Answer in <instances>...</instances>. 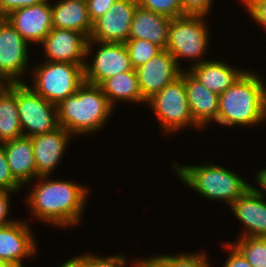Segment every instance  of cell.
<instances>
[{
  "instance_id": "cell-21",
  "label": "cell",
  "mask_w": 266,
  "mask_h": 267,
  "mask_svg": "<svg viewBox=\"0 0 266 267\" xmlns=\"http://www.w3.org/2000/svg\"><path fill=\"white\" fill-rule=\"evenodd\" d=\"M6 160L13 177L22 185L38 178L34 158L33 144L30 137H21L2 144Z\"/></svg>"
},
{
  "instance_id": "cell-8",
  "label": "cell",
  "mask_w": 266,
  "mask_h": 267,
  "mask_svg": "<svg viewBox=\"0 0 266 267\" xmlns=\"http://www.w3.org/2000/svg\"><path fill=\"white\" fill-rule=\"evenodd\" d=\"M16 100L23 137L51 132L59 127L58 108L25 83H16Z\"/></svg>"
},
{
  "instance_id": "cell-12",
  "label": "cell",
  "mask_w": 266,
  "mask_h": 267,
  "mask_svg": "<svg viewBox=\"0 0 266 267\" xmlns=\"http://www.w3.org/2000/svg\"><path fill=\"white\" fill-rule=\"evenodd\" d=\"M135 70L142 97L146 101L180 77L183 71L166 49Z\"/></svg>"
},
{
  "instance_id": "cell-10",
  "label": "cell",
  "mask_w": 266,
  "mask_h": 267,
  "mask_svg": "<svg viewBox=\"0 0 266 267\" xmlns=\"http://www.w3.org/2000/svg\"><path fill=\"white\" fill-rule=\"evenodd\" d=\"M136 7V0H116L103 16L93 22L88 40L125 43Z\"/></svg>"
},
{
  "instance_id": "cell-20",
  "label": "cell",
  "mask_w": 266,
  "mask_h": 267,
  "mask_svg": "<svg viewBox=\"0 0 266 267\" xmlns=\"http://www.w3.org/2000/svg\"><path fill=\"white\" fill-rule=\"evenodd\" d=\"M51 5L54 28L70 29L89 38L93 23L89 18L86 0H61Z\"/></svg>"
},
{
  "instance_id": "cell-38",
  "label": "cell",
  "mask_w": 266,
  "mask_h": 267,
  "mask_svg": "<svg viewBox=\"0 0 266 267\" xmlns=\"http://www.w3.org/2000/svg\"><path fill=\"white\" fill-rule=\"evenodd\" d=\"M256 176L260 188L264 191L262 193L264 195L266 192V168H263L260 171H258Z\"/></svg>"
},
{
  "instance_id": "cell-32",
  "label": "cell",
  "mask_w": 266,
  "mask_h": 267,
  "mask_svg": "<svg viewBox=\"0 0 266 267\" xmlns=\"http://www.w3.org/2000/svg\"><path fill=\"white\" fill-rule=\"evenodd\" d=\"M183 9V15H207L212 0H180Z\"/></svg>"
},
{
  "instance_id": "cell-2",
  "label": "cell",
  "mask_w": 266,
  "mask_h": 267,
  "mask_svg": "<svg viewBox=\"0 0 266 267\" xmlns=\"http://www.w3.org/2000/svg\"><path fill=\"white\" fill-rule=\"evenodd\" d=\"M266 118V85L250 71H245L225 92L219 95L217 123L249 126Z\"/></svg>"
},
{
  "instance_id": "cell-15",
  "label": "cell",
  "mask_w": 266,
  "mask_h": 267,
  "mask_svg": "<svg viewBox=\"0 0 266 267\" xmlns=\"http://www.w3.org/2000/svg\"><path fill=\"white\" fill-rule=\"evenodd\" d=\"M26 222L0 227V259L9 267H23L22 260L36 253V243Z\"/></svg>"
},
{
  "instance_id": "cell-17",
  "label": "cell",
  "mask_w": 266,
  "mask_h": 267,
  "mask_svg": "<svg viewBox=\"0 0 266 267\" xmlns=\"http://www.w3.org/2000/svg\"><path fill=\"white\" fill-rule=\"evenodd\" d=\"M261 190L251 186L230 207L245 226L240 237H266V202Z\"/></svg>"
},
{
  "instance_id": "cell-23",
  "label": "cell",
  "mask_w": 266,
  "mask_h": 267,
  "mask_svg": "<svg viewBox=\"0 0 266 267\" xmlns=\"http://www.w3.org/2000/svg\"><path fill=\"white\" fill-rule=\"evenodd\" d=\"M100 87L112 107L117 100L147 103L142 97L135 69L106 79Z\"/></svg>"
},
{
  "instance_id": "cell-29",
  "label": "cell",
  "mask_w": 266,
  "mask_h": 267,
  "mask_svg": "<svg viewBox=\"0 0 266 267\" xmlns=\"http://www.w3.org/2000/svg\"><path fill=\"white\" fill-rule=\"evenodd\" d=\"M84 267H125L127 260L120 255L99 257L90 254L75 257Z\"/></svg>"
},
{
  "instance_id": "cell-36",
  "label": "cell",
  "mask_w": 266,
  "mask_h": 267,
  "mask_svg": "<svg viewBox=\"0 0 266 267\" xmlns=\"http://www.w3.org/2000/svg\"><path fill=\"white\" fill-rule=\"evenodd\" d=\"M13 192L9 191H0V227H3L11 222H14L15 220H8V213H9V207H10V200H9V194Z\"/></svg>"
},
{
  "instance_id": "cell-5",
  "label": "cell",
  "mask_w": 266,
  "mask_h": 267,
  "mask_svg": "<svg viewBox=\"0 0 266 267\" xmlns=\"http://www.w3.org/2000/svg\"><path fill=\"white\" fill-rule=\"evenodd\" d=\"M44 62L34 68L32 88L57 106L84 83V67L68 62Z\"/></svg>"
},
{
  "instance_id": "cell-18",
  "label": "cell",
  "mask_w": 266,
  "mask_h": 267,
  "mask_svg": "<svg viewBox=\"0 0 266 267\" xmlns=\"http://www.w3.org/2000/svg\"><path fill=\"white\" fill-rule=\"evenodd\" d=\"M185 87L194 121L200 127H206L209 121H217L219 95L205 87L188 70H185Z\"/></svg>"
},
{
  "instance_id": "cell-26",
  "label": "cell",
  "mask_w": 266,
  "mask_h": 267,
  "mask_svg": "<svg viewBox=\"0 0 266 267\" xmlns=\"http://www.w3.org/2000/svg\"><path fill=\"white\" fill-rule=\"evenodd\" d=\"M238 240L232 245L252 267H266V237H240Z\"/></svg>"
},
{
  "instance_id": "cell-35",
  "label": "cell",
  "mask_w": 266,
  "mask_h": 267,
  "mask_svg": "<svg viewBox=\"0 0 266 267\" xmlns=\"http://www.w3.org/2000/svg\"><path fill=\"white\" fill-rule=\"evenodd\" d=\"M224 246L230 250L228 259L224 263V267H252L232 243H226Z\"/></svg>"
},
{
  "instance_id": "cell-14",
  "label": "cell",
  "mask_w": 266,
  "mask_h": 267,
  "mask_svg": "<svg viewBox=\"0 0 266 267\" xmlns=\"http://www.w3.org/2000/svg\"><path fill=\"white\" fill-rule=\"evenodd\" d=\"M5 18L27 43H42L53 28L51 5L48 0L13 10Z\"/></svg>"
},
{
  "instance_id": "cell-33",
  "label": "cell",
  "mask_w": 266,
  "mask_h": 267,
  "mask_svg": "<svg viewBox=\"0 0 266 267\" xmlns=\"http://www.w3.org/2000/svg\"><path fill=\"white\" fill-rule=\"evenodd\" d=\"M89 18L92 23L103 16L116 0H86Z\"/></svg>"
},
{
  "instance_id": "cell-30",
  "label": "cell",
  "mask_w": 266,
  "mask_h": 267,
  "mask_svg": "<svg viewBox=\"0 0 266 267\" xmlns=\"http://www.w3.org/2000/svg\"><path fill=\"white\" fill-rule=\"evenodd\" d=\"M22 185L13 177L6 160L4 147L0 144V191L15 192Z\"/></svg>"
},
{
  "instance_id": "cell-27",
  "label": "cell",
  "mask_w": 266,
  "mask_h": 267,
  "mask_svg": "<svg viewBox=\"0 0 266 267\" xmlns=\"http://www.w3.org/2000/svg\"><path fill=\"white\" fill-rule=\"evenodd\" d=\"M134 69L147 63L163 49L155 43L143 39H128L125 42Z\"/></svg>"
},
{
  "instance_id": "cell-9",
  "label": "cell",
  "mask_w": 266,
  "mask_h": 267,
  "mask_svg": "<svg viewBox=\"0 0 266 267\" xmlns=\"http://www.w3.org/2000/svg\"><path fill=\"white\" fill-rule=\"evenodd\" d=\"M92 43H99L91 64L85 63L84 82L100 86L106 79L134 70L125 43L100 42L88 40L86 55L92 52ZM95 43V44H94ZM90 53V54H88ZM91 65V66H90Z\"/></svg>"
},
{
  "instance_id": "cell-4",
  "label": "cell",
  "mask_w": 266,
  "mask_h": 267,
  "mask_svg": "<svg viewBox=\"0 0 266 267\" xmlns=\"http://www.w3.org/2000/svg\"><path fill=\"white\" fill-rule=\"evenodd\" d=\"M177 176L187 186L211 200H226L230 206L250 187L237 173L205 163L197 166L174 165Z\"/></svg>"
},
{
  "instance_id": "cell-24",
  "label": "cell",
  "mask_w": 266,
  "mask_h": 267,
  "mask_svg": "<svg viewBox=\"0 0 266 267\" xmlns=\"http://www.w3.org/2000/svg\"><path fill=\"white\" fill-rule=\"evenodd\" d=\"M23 137L16 100V83L0 98V144Z\"/></svg>"
},
{
  "instance_id": "cell-40",
  "label": "cell",
  "mask_w": 266,
  "mask_h": 267,
  "mask_svg": "<svg viewBox=\"0 0 266 267\" xmlns=\"http://www.w3.org/2000/svg\"><path fill=\"white\" fill-rule=\"evenodd\" d=\"M0 267H9L5 262L0 259Z\"/></svg>"
},
{
  "instance_id": "cell-25",
  "label": "cell",
  "mask_w": 266,
  "mask_h": 267,
  "mask_svg": "<svg viewBox=\"0 0 266 267\" xmlns=\"http://www.w3.org/2000/svg\"><path fill=\"white\" fill-rule=\"evenodd\" d=\"M183 254L177 256H154L150 259L139 260V267H210L203 253Z\"/></svg>"
},
{
  "instance_id": "cell-28",
  "label": "cell",
  "mask_w": 266,
  "mask_h": 267,
  "mask_svg": "<svg viewBox=\"0 0 266 267\" xmlns=\"http://www.w3.org/2000/svg\"><path fill=\"white\" fill-rule=\"evenodd\" d=\"M137 5L171 19L183 16L180 0H136Z\"/></svg>"
},
{
  "instance_id": "cell-37",
  "label": "cell",
  "mask_w": 266,
  "mask_h": 267,
  "mask_svg": "<svg viewBox=\"0 0 266 267\" xmlns=\"http://www.w3.org/2000/svg\"><path fill=\"white\" fill-rule=\"evenodd\" d=\"M4 81V82H3ZM13 82H11L6 76L0 74V98L10 90Z\"/></svg>"
},
{
  "instance_id": "cell-3",
  "label": "cell",
  "mask_w": 266,
  "mask_h": 267,
  "mask_svg": "<svg viewBox=\"0 0 266 267\" xmlns=\"http://www.w3.org/2000/svg\"><path fill=\"white\" fill-rule=\"evenodd\" d=\"M57 108L59 126L71 135L88 134L103 128L113 110L102 88L86 82Z\"/></svg>"
},
{
  "instance_id": "cell-1",
  "label": "cell",
  "mask_w": 266,
  "mask_h": 267,
  "mask_svg": "<svg viewBox=\"0 0 266 267\" xmlns=\"http://www.w3.org/2000/svg\"><path fill=\"white\" fill-rule=\"evenodd\" d=\"M49 176H39L38 185L26 198L31 214L39 220L60 227L78 224L86 204L88 189L78 183L48 180Z\"/></svg>"
},
{
  "instance_id": "cell-7",
  "label": "cell",
  "mask_w": 266,
  "mask_h": 267,
  "mask_svg": "<svg viewBox=\"0 0 266 267\" xmlns=\"http://www.w3.org/2000/svg\"><path fill=\"white\" fill-rule=\"evenodd\" d=\"M147 103L154 110L164 131L169 133L183 127L201 128L192 117L185 87V69L181 76L154 94Z\"/></svg>"
},
{
  "instance_id": "cell-16",
  "label": "cell",
  "mask_w": 266,
  "mask_h": 267,
  "mask_svg": "<svg viewBox=\"0 0 266 267\" xmlns=\"http://www.w3.org/2000/svg\"><path fill=\"white\" fill-rule=\"evenodd\" d=\"M72 135L62 126L51 132L38 134L32 139L36 172L38 176H49L62 159Z\"/></svg>"
},
{
  "instance_id": "cell-22",
  "label": "cell",
  "mask_w": 266,
  "mask_h": 267,
  "mask_svg": "<svg viewBox=\"0 0 266 267\" xmlns=\"http://www.w3.org/2000/svg\"><path fill=\"white\" fill-rule=\"evenodd\" d=\"M221 61L201 60L188 70L205 87L218 95L225 92L245 72Z\"/></svg>"
},
{
  "instance_id": "cell-11",
  "label": "cell",
  "mask_w": 266,
  "mask_h": 267,
  "mask_svg": "<svg viewBox=\"0 0 266 267\" xmlns=\"http://www.w3.org/2000/svg\"><path fill=\"white\" fill-rule=\"evenodd\" d=\"M27 45L8 20L0 17V74L13 83H22L18 78L27 70Z\"/></svg>"
},
{
  "instance_id": "cell-39",
  "label": "cell",
  "mask_w": 266,
  "mask_h": 267,
  "mask_svg": "<svg viewBox=\"0 0 266 267\" xmlns=\"http://www.w3.org/2000/svg\"><path fill=\"white\" fill-rule=\"evenodd\" d=\"M60 267H79V261L76 258L68 259Z\"/></svg>"
},
{
  "instance_id": "cell-41",
  "label": "cell",
  "mask_w": 266,
  "mask_h": 267,
  "mask_svg": "<svg viewBox=\"0 0 266 267\" xmlns=\"http://www.w3.org/2000/svg\"><path fill=\"white\" fill-rule=\"evenodd\" d=\"M133 266L134 267H139V261H136Z\"/></svg>"
},
{
  "instance_id": "cell-6",
  "label": "cell",
  "mask_w": 266,
  "mask_h": 267,
  "mask_svg": "<svg viewBox=\"0 0 266 267\" xmlns=\"http://www.w3.org/2000/svg\"><path fill=\"white\" fill-rule=\"evenodd\" d=\"M204 17L206 16L186 14L171 19L166 50L175 58L179 67L180 57L199 59L193 65L199 64L208 48L210 36Z\"/></svg>"
},
{
  "instance_id": "cell-34",
  "label": "cell",
  "mask_w": 266,
  "mask_h": 267,
  "mask_svg": "<svg viewBox=\"0 0 266 267\" xmlns=\"http://www.w3.org/2000/svg\"><path fill=\"white\" fill-rule=\"evenodd\" d=\"M45 0H0V17H5L13 10L37 5Z\"/></svg>"
},
{
  "instance_id": "cell-13",
  "label": "cell",
  "mask_w": 266,
  "mask_h": 267,
  "mask_svg": "<svg viewBox=\"0 0 266 267\" xmlns=\"http://www.w3.org/2000/svg\"><path fill=\"white\" fill-rule=\"evenodd\" d=\"M87 42L88 39L82 33L53 27L41 45L44 46L48 62H68L85 67L83 58H87Z\"/></svg>"
},
{
  "instance_id": "cell-19",
  "label": "cell",
  "mask_w": 266,
  "mask_h": 267,
  "mask_svg": "<svg viewBox=\"0 0 266 267\" xmlns=\"http://www.w3.org/2000/svg\"><path fill=\"white\" fill-rule=\"evenodd\" d=\"M171 18L137 5L128 39H143L166 49Z\"/></svg>"
},
{
  "instance_id": "cell-31",
  "label": "cell",
  "mask_w": 266,
  "mask_h": 267,
  "mask_svg": "<svg viewBox=\"0 0 266 267\" xmlns=\"http://www.w3.org/2000/svg\"><path fill=\"white\" fill-rule=\"evenodd\" d=\"M251 17L266 30V0H241Z\"/></svg>"
}]
</instances>
